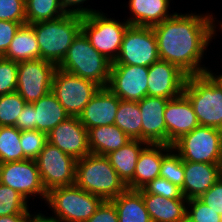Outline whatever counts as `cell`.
Instances as JSON below:
<instances>
[{
	"mask_svg": "<svg viewBox=\"0 0 222 222\" xmlns=\"http://www.w3.org/2000/svg\"><path fill=\"white\" fill-rule=\"evenodd\" d=\"M159 177L165 178L172 184L182 188L184 182V161L173 149L162 159Z\"/></svg>",
	"mask_w": 222,
	"mask_h": 222,
	"instance_id": "34",
	"label": "cell"
},
{
	"mask_svg": "<svg viewBox=\"0 0 222 222\" xmlns=\"http://www.w3.org/2000/svg\"><path fill=\"white\" fill-rule=\"evenodd\" d=\"M0 20L26 23L25 0H0Z\"/></svg>",
	"mask_w": 222,
	"mask_h": 222,
	"instance_id": "39",
	"label": "cell"
},
{
	"mask_svg": "<svg viewBox=\"0 0 222 222\" xmlns=\"http://www.w3.org/2000/svg\"><path fill=\"white\" fill-rule=\"evenodd\" d=\"M186 218L191 222H222V215L216 213L198 198L187 201Z\"/></svg>",
	"mask_w": 222,
	"mask_h": 222,
	"instance_id": "36",
	"label": "cell"
},
{
	"mask_svg": "<svg viewBox=\"0 0 222 222\" xmlns=\"http://www.w3.org/2000/svg\"><path fill=\"white\" fill-rule=\"evenodd\" d=\"M170 0H129L132 18L126 21L132 26L152 27L172 17L169 14Z\"/></svg>",
	"mask_w": 222,
	"mask_h": 222,
	"instance_id": "23",
	"label": "cell"
},
{
	"mask_svg": "<svg viewBox=\"0 0 222 222\" xmlns=\"http://www.w3.org/2000/svg\"><path fill=\"white\" fill-rule=\"evenodd\" d=\"M213 74L189 75L183 94L191 102L200 126L222 130V76Z\"/></svg>",
	"mask_w": 222,
	"mask_h": 222,
	"instance_id": "2",
	"label": "cell"
},
{
	"mask_svg": "<svg viewBox=\"0 0 222 222\" xmlns=\"http://www.w3.org/2000/svg\"><path fill=\"white\" fill-rule=\"evenodd\" d=\"M158 60V44L153 28L130 25L124 33L119 55L112 64L150 67Z\"/></svg>",
	"mask_w": 222,
	"mask_h": 222,
	"instance_id": "10",
	"label": "cell"
},
{
	"mask_svg": "<svg viewBox=\"0 0 222 222\" xmlns=\"http://www.w3.org/2000/svg\"><path fill=\"white\" fill-rule=\"evenodd\" d=\"M25 222H60L56 217H47L42 213H38L37 215H32L28 213Z\"/></svg>",
	"mask_w": 222,
	"mask_h": 222,
	"instance_id": "45",
	"label": "cell"
},
{
	"mask_svg": "<svg viewBox=\"0 0 222 222\" xmlns=\"http://www.w3.org/2000/svg\"><path fill=\"white\" fill-rule=\"evenodd\" d=\"M35 160L47 192L53 188L75 184L77 160L58 147L47 142Z\"/></svg>",
	"mask_w": 222,
	"mask_h": 222,
	"instance_id": "11",
	"label": "cell"
},
{
	"mask_svg": "<svg viewBox=\"0 0 222 222\" xmlns=\"http://www.w3.org/2000/svg\"><path fill=\"white\" fill-rule=\"evenodd\" d=\"M0 183L16 190L26 200L40 195L46 200L47 191L42 183L37 162L25 159L0 164Z\"/></svg>",
	"mask_w": 222,
	"mask_h": 222,
	"instance_id": "13",
	"label": "cell"
},
{
	"mask_svg": "<svg viewBox=\"0 0 222 222\" xmlns=\"http://www.w3.org/2000/svg\"><path fill=\"white\" fill-rule=\"evenodd\" d=\"M143 189L147 193L159 195L164 198L187 199L182 195L181 188L162 177H157L150 181Z\"/></svg>",
	"mask_w": 222,
	"mask_h": 222,
	"instance_id": "38",
	"label": "cell"
},
{
	"mask_svg": "<svg viewBox=\"0 0 222 222\" xmlns=\"http://www.w3.org/2000/svg\"><path fill=\"white\" fill-rule=\"evenodd\" d=\"M181 222H191L188 218H185L184 220H182Z\"/></svg>",
	"mask_w": 222,
	"mask_h": 222,
	"instance_id": "47",
	"label": "cell"
},
{
	"mask_svg": "<svg viewBox=\"0 0 222 222\" xmlns=\"http://www.w3.org/2000/svg\"><path fill=\"white\" fill-rule=\"evenodd\" d=\"M2 57L14 62L39 59L40 49L34 29L28 24L22 25Z\"/></svg>",
	"mask_w": 222,
	"mask_h": 222,
	"instance_id": "28",
	"label": "cell"
},
{
	"mask_svg": "<svg viewBox=\"0 0 222 222\" xmlns=\"http://www.w3.org/2000/svg\"><path fill=\"white\" fill-rule=\"evenodd\" d=\"M101 87L96 83L64 72L57 68L52 79L51 91L69 116H77Z\"/></svg>",
	"mask_w": 222,
	"mask_h": 222,
	"instance_id": "9",
	"label": "cell"
},
{
	"mask_svg": "<svg viewBox=\"0 0 222 222\" xmlns=\"http://www.w3.org/2000/svg\"><path fill=\"white\" fill-rule=\"evenodd\" d=\"M85 1L87 0H60V4L66 13H72V14H78V15L84 16L87 14H91L92 12H97V10H93V9L85 8V7L83 8V4Z\"/></svg>",
	"mask_w": 222,
	"mask_h": 222,
	"instance_id": "44",
	"label": "cell"
},
{
	"mask_svg": "<svg viewBox=\"0 0 222 222\" xmlns=\"http://www.w3.org/2000/svg\"><path fill=\"white\" fill-rule=\"evenodd\" d=\"M83 15L66 13L55 20L29 24L35 31L40 58L58 66L82 31Z\"/></svg>",
	"mask_w": 222,
	"mask_h": 222,
	"instance_id": "3",
	"label": "cell"
},
{
	"mask_svg": "<svg viewBox=\"0 0 222 222\" xmlns=\"http://www.w3.org/2000/svg\"><path fill=\"white\" fill-rule=\"evenodd\" d=\"M75 185L103 200H112L128 189L108 158L93 153L77 160Z\"/></svg>",
	"mask_w": 222,
	"mask_h": 222,
	"instance_id": "4",
	"label": "cell"
},
{
	"mask_svg": "<svg viewBox=\"0 0 222 222\" xmlns=\"http://www.w3.org/2000/svg\"><path fill=\"white\" fill-rule=\"evenodd\" d=\"M188 75L175 64L158 60L149 67L148 96L174 99L183 94Z\"/></svg>",
	"mask_w": 222,
	"mask_h": 222,
	"instance_id": "16",
	"label": "cell"
},
{
	"mask_svg": "<svg viewBox=\"0 0 222 222\" xmlns=\"http://www.w3.org/2000/svg\"><path fill=\"white\" fill-rule=\"evenodd\" d=\"M18 62L0 57V95L16 92Z\"/></svg>",
	"mask_w": 222,
	"mask_h": 222,
	"instance_id": "37",
	"label": "cell"
},
{
	"mask_svg": "<svg viewBox=\"0 0 222 222\" xmlns=\"http://www.w3.org/2000/svg\"><path fill=\"white\" fill-rule=\"evenodd\" d=\"M147 145L140 139H132L126 145L106 155L119 177L133 190V175L141 150Z\"/></svg>",
	"mask_w": 222,
	"mask_h": 222,
	"instance_id": "24",
	"label": "cell"
},
{
	"mask_svg": "<svg viewBox=\"0 0 222 222\" xmlns=\"http://www.w3.org/2000/svg\"><path fill=\"white\" fill-rule=\"evenodd\" d=\"M141 119L138 101H124L120 99L114 124L131 139L141 140Z\"/></svg>",
	"mask_w": 222,
	"mask_h": 222,
	"instance_id": "29",
	"label": "cell"
},
{
	"mask_svg": "<svg viewBox=\"0 0 222 222\" xmlns=\"http://www.w3.org/2000/svg\"><path fill=\"white\" fill-rule=\"evenodd\" d=\"M183 161L222 164V130L198 126L172 144Z\"/></svg>",
	"mask_w": 222,
	"mask_h": 222,
	"instance_id": "7",
	"label": "cell"
},
{
	"mask_svg": "<svg viewBox=\"0 0 222 222\" xmlns=\"http://www.w3.org/2000/svg\"><path fill=\"white\" fill-rule=\"evenodd\" d=\"M130 24L107 18L105 13L92 12L83 16L82 32L91 46L112 63L119 55L123 36Z\"/></svg>",
	"mask_w": 222,
	"mask_h": 222,
	"instance_id": "8",
	"label": "cell"
},
{
	"mask_svg": "<svg viewBox=\"0 0 222 222\" xmlns=\"http://www.w3.org/2000/svg\"><path fill=\"white\" fill-rule=\"evenodd\" d=\"M216 18L209 13H176L152 26L157 38L159 59L175 64L189 75L211 72L200 65L204 51L217 31Z\"/></svg>",
	"mask_w": 222,
	"mask_h": 222,
	"instance_id": "1",
	"label": "cell"
},
{
	"mask_svg": "<svg viewBox=\"0 0 222 222\" xmlns=\"http://www.w3.org/2000/svg\"><path fill=\"white\" fill-rule=\"evenodd\" d=\"M164 120L167 129V145L170 146L182 135L199 126L193 106L184 94L168 100Z\"/></svg>",
	"mask_w": 222,
	"mask_h": 222,
	"instance_id": "18",
	"label": "cell"
},
{
	"mask_svg": "<svg viewBox=\"0 0 222 222\" xmlns=\"http://www.w3.org/2000/svg\"><path fill=\"white\" fill-rule=\"evenodd\" d=\"M198 199L222 215V177Z\"/></svg>",
	"mask_w": 222,
	"mask_h": 222,
	"instance_id": "40",
	"label": "cell"
},
{
	"mask_svg": "<svg viewBox=\"0 0 222 222\" xmlns=\"http://www.w3.org/2000/svg\"><path fill=\"white\" fill-rule=\"evenodd\" d=\"M56 69L55 64L41 58L18 62L16 92L27 103L39 100L51 91Z\"/></svg>",
	"mask_w": 222,
	"mask_h": 222,
	"instance_id": "12",
	"label": "cell"
},
{
	"mask_svg": "<svg viewBox=\"0 0 222 222\" xmlns=\"http://www.w3.org/2000/svg\"><path fill=\"white\" fill-rule=\"evenodd\" d=\"M26 23L55 20L66 14L60 0H25Z\"/></svg>",
	"mask_w": 222,
	"mask_h": 222,
	"instance_id": "30",
	"label": "cell"
},
{
	"mask_svg": "<svg viewBox=\"0 0 222 222\" xmlns=\"http://www.w3.org/2000/svg\"><path fill=\"white\" fill-rule=\"evenodd\" d=\"M112 62L95 50L81 31L71 43L60 70L90 80L100 87H107Z\"/></svg>",
	"mask_w": 222,
	"mask_h": 222,
	"instance_id": "5",
	"label": "cell"
},
{
	"mask_svg": "<svg viewBox=\"0 0 222 222\" xmlns=\"http://www.w3.org/2000/svg\"><path fill=\"white\" fill-rule=\"evenodd\" d=\"M222 177V164L184 161L182 195L199 198Z\"/></svg>",
	"mask_w": 222,
	"mask_h": 222,
	"instance_id": "20",
	"label": "cell"
},
{
	"mask_svg": "<svg viewBox=\"0 0 222 222\" xmlns=\"http://www.w3.org/2000/svg\"><path fill=\"white\" fill-rule=\"evenodd\" d=\"M27 159L20 145V130L0 126V164Z\"/></svg>",
	"mask_w": 222,
	"mask_h": 222,
	"instance_id": "31",
	"label": "cell"
},
{
	"mask_svg": "<svg viewBox=\"0 0 222 222\" xmlns=\"http://www.w3.org/2000/svg\"><path fill=\"white\" fill-rule=\"evenodd\" d=\"M149 67L112 64L107 87L121 100L140 101L148 95Z\"/></svg>",
	"mask_w": 222,
	"mask_h": 222,
	"instance_id": "14",
	"label": "cell"
},
{
	"mask_svg": "<svg viewBox=\"0 0 222 222\" xmlns=\"http://www.w3.org/2000/svg\"><path fill=\"white\" fill-rule=\"evenodd\" d=\"M110 201L116 208L118 222H152L143 201L142 189H127Z\"/></svg>",
	"mask_w": 222,
	"mask_h": 222,
	"instance_id": "27",
	"label": "cell"
},
{
	"mask_svg": "<svg viewBox=\"0 0 222 222\" xmlns=\"http://www.w3.org/2000/svg\"><path fill=\"white\" fill-rule=\"evenodd\" d=\"M26 103L17 92L0 95V126H14Z\"/></svg>",
	"mask_w": 222,
	"mask_h": 222,
	"instance_id": "32",
	"label": "cell"
},
{
	"mask_svg": "<svg viewBox=\"0 0 222 222\" xmlns=\"http://www.w3.org/2000/svg\"><path fill=\"white\" fill-rule=\"evenodd\" d=\"M25 24L27 23L0 20V57L6 53L16 32Z\"/></svg>",
	"mask_w": 222,
	"mask_h": 222,
	"instance_id": "41",
	"label": "cell"
},
{
	"mask_svg": "<svg viewBox=\"0 0 222 222\" xmlns=\"http://www.w3.org/2000/svg\"><path fill=\"white\" fill-rule=\"evenodd\" d=\"M120 103L118 98L108 87H101L84 107L79 120L87 129L97 126L112 125Z\"/></svg>",
	"mask_w": 222,
	"mask_h": 222,
	"instance_id": "19",
	"label": "cell"
},
{
	"mask_svg": "<svg viewBox=\"0 0 222 222\" xmlns=\"http://www.w3.org/2000/svg\"><path fill=\"white\" fill-rule=\"evenodd\" d=\"M27 202L16 190L0 183V216L28 214Z\"/></svg>",
	"mask_w": 222,
	"mask_h": 222,
	"instance_id": "33",
	"label": "cell"
},
{
	"mask_svg": "<svg viewBox=\"0 0 222 222\" xmlns=\"http://www.w3.org/2000/svg\"><path fill=\"white\" fill-rule=\"evenodd\" d=\"M28 214H13L0 216V222H25Z\"/></svg>",
	"mask_w": 222,
	"mask_h": 222,
	"instance_id": "46",
	"label": "cell"
},
{
	"mask_svg": "<svg viewBox=\"0 0 222 222\" xmlns=\"http://www.w3.org/2000/svg\"><path fill=\"white\" fill-rule=\"evenodd\" d=\"M48 142L47 134L38 130L20 131V145L27 159H36Z\"/></svg>",
	"mask_w": 222,
	"mask_h": 222,
	"instance_id": "35",
	"label": "cell"
},
{
	"mask_svg": "<svg viewBox=\"0 0 222 222\" xmlns=\"http://www.w3.org/2000/svg\"><path fill=\"white\" fill-rule=\"evenodd\" d=\"M168 100L147 95L138 101L142 116L141 141L147 144H167L164 111Z\"/></svg>",
	"mask_w": 222,
	"mask_h": 222,
	"instance_id": "17",
	"label": "cell"
},
{
	"mask_svg": "<svg viewBox=\"0 0 222 222\" xmlns=\"http://www.w3.org/2000/svg\"><path fill=\"white\" fill-rule=\"evenodd\" d=\"M45 201L60 222H86L104 200L74 184L49 190Z\"/></svg>",
	"mask_w": 222,
	"mask_h": 222,
	"instance_id": "6",
	"label": "cell"
},
{
	"mask_svg": "<svg viewBox=\"0 0 222 222\" xmlns=\"http://www.w3.org/2000/svg\"><path fill=\"white\" fill-rule=\"evenodd\" d=\"M145 207L152 222H181L186 218L188 199H169L142 189Z\"/></svg>",
	"mask_w": 222,
	"mask_h": 222,
	"instance_id": "22",
	"label": "cell"
},
{
	"mask_svg": "<svg viewBox=\"0 0 222 222\" xmlns=\"http://www.w3.org/2000/svg\"><path fill=\"white\" fill-rule=\"evenodd\" d=\"M48 142L76 160L88 155V130L77 116H70L57 124L48 134Z\"/></svg>",
	"mask_w": 222,
	"mask_h": 222,
	"instance_id": "15",
	"label": "cell"
},
{
	"mask_svg": "<svg viewBox=\"0 0 222 222\" xmlns=\"http://www.w3.org/2000/svg\"><path fill=\"white\" fill-rule=\"evenodd\" d=\"M32 104L36 111L35 130L46 134L57 124L70 117L52 91Z\"/></svg>",
	"mask_w": 222,
	"mask_h": 222,
	"instance_id": "26",
	"label": "cell"
},
{
	"mask_svg": "<svg viewBox=\"0 0 222 222\" xmlns=\"http://www.w3.org/2000/svg\"><path fill=\"white\" fill-rule=\"evenodd\" d=\"M86 222H118V214L110 200H104Z\"/></svg>",
	"mask_w": 222,
	"mask_h": 222,
	"instance_id": "42",
	"label": "cell"
},
{
	"mask_svg": "<svg viewBox=\"0 0 222 222\" xmlns=\"http://www.w3.org/2000/svg\"><path fill=\"white\" fill-rule=\"evenodd\" d=\"M35 108L32 103H26L14 125L20 131L35 130Z\"/></svg>",
	"mask_w": 222,
	"mask_h": 222,
	"instance_id": "43",
	"label": "cell"
},
{
	"mask_svg": "<svg viewBox=\"0 0 222 222\" xmlns=\"http://www.w3.org/2000/svg\"><path fill=\"white\" fill-rule=\"evenodd\" d=\"M172 149L167 144H147L141 150L133 175V190H141L159 177L162 159Z\"/></svg>",
	"mask_w": 222,
	"mask_h": 222,
	"instance_id": "21",
	"label": "cell"
},
{
	"mask_svg": "<svg viewBox=\"0 0 222 222\" xmlns=\"http://www.w3.org/2000/svg\"><path fill=\"white\" fill-rule=\"evenodd\" d=\"M132 139L115 124L93 127L88 130L90 152L104 155L116 151Z\"/></svg>",
	"mask_w": 222,
	"mask_h": 222,
	"instance_id": "25",
	"label": "cell"
}]
</instances>
